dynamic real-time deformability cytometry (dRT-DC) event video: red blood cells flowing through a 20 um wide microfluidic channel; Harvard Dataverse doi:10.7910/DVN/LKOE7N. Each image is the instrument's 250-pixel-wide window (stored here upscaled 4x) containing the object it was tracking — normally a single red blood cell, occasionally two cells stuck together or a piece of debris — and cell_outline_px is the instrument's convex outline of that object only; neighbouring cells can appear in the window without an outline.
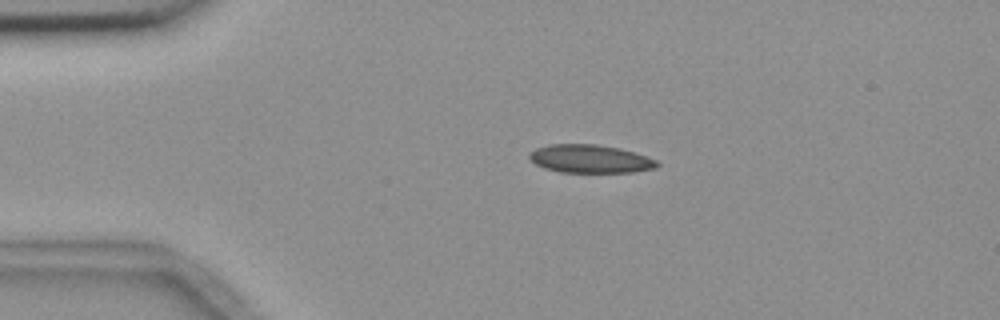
{"species": "common noctule bat (a hibernating species)", "species_latin": "Nyctalus noctula", "temperature_condition": "room temperature", "stored_images_in_passage": 3, "camera_frame_rate_fps": 3000, "um_per_image_px": 0.085, "animal": {"sex": "female", "body_mass_g": 18.4}, "frame": {"image": 1, "passage_image": 2, "time_ms": 2.0, "image_size_px": [1000, 320], "cell_outline_px": [[660, 164], [656, 168], [632, 172], [560, 172], [544, 168], [536, 164], [528, 156], [536, 148], [548, 144], [596, 144], [620, 148], [656, 160]], "centroid_in_image_um": [50.15, 13.5], "position_along_channel_um": 34.8, "area_um2": 20.81}}